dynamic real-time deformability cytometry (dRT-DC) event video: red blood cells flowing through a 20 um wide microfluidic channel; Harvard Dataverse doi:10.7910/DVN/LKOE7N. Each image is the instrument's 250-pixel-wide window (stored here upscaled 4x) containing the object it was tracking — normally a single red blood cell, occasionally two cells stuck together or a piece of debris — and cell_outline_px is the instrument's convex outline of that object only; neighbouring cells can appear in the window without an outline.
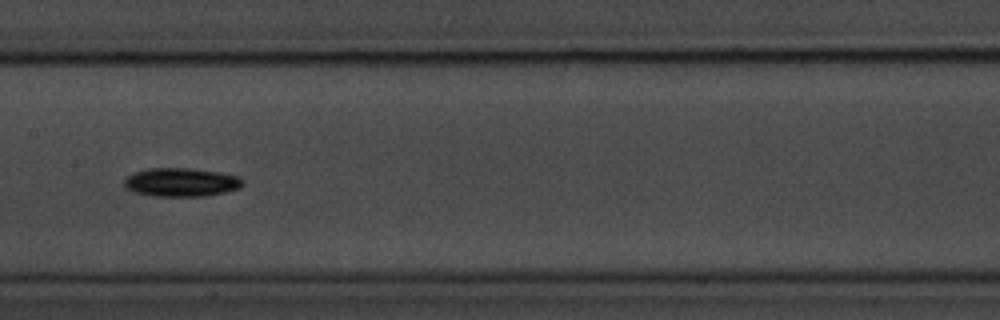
{"species": "common noctule bat (a hibernating species)", "species_latin": "Nyctalus noctula", "temperature_condition": "room temperature", "stored_images_in_passage": 14, "camera_frame_rate_fps": 3000, "um_per_image_px": 0.085, "animal": {"sex": "male", "body_mass_g": 20.1, "forearm_length_mm": 53.5}, "frame": {"image": 1, "passage_image": 7, "time_ms": 7.667, "image_size_px": [1000, 320], "cell_outline_px": [[244, 184], [240, 188], [224, 192], [204, 196], [152, 196], [132, 192], [124, 188], [124, 180], [132, 172], [148, 168], [188, 168], [220, 172], [240, 176], [244, 180]], "centroid_in_image_um": [15.39, 15.49], "position_along_channel_um": 192.0, "area_um2": 20.06}}
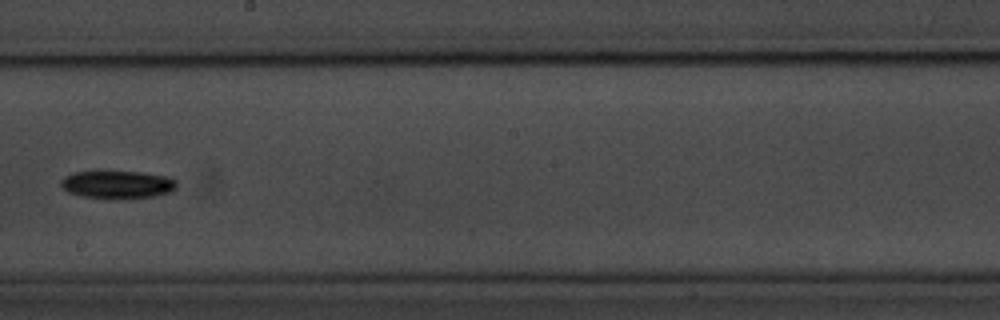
{"frame": {"image": 2, "passage_image": 8, "time_ms": 9.0, "image_size_px": [1000, 320], "cell_outline_px": [[176, 188], [172, 192], [156, 196], [80, 196], [68, 192], [60, 184], [60, 180], [64, 176], [72, 172], [96, 168], [144, 172], [168, 176], [176, 180]], "centroid_in_image_um": [9.94, 15.58], "position_along_channel_um": 238.3, "area_um2": 19.13}, "authors_computed_cell_mechanics": {"area_um2": 17.8891, "velocity_mm_per_s": 3.4957, "shape_relaxation_time_tau1_ms": 1.8189, "shape_relaxation_time_tau2_ms": null, "deformation_change_tau1": 0.1238, "deformation_change_tau2": null}}